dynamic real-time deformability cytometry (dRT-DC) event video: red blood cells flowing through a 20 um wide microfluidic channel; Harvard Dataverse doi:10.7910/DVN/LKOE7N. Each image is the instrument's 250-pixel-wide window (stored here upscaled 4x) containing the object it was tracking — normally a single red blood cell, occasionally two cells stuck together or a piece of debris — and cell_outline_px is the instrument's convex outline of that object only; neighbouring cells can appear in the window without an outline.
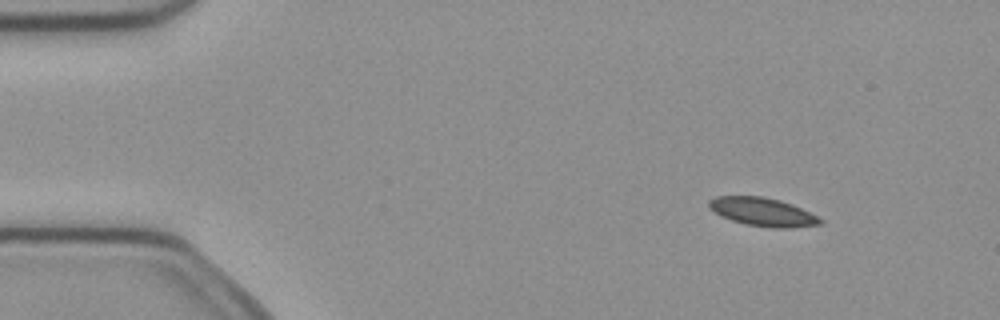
{"species": "common noctule bat (a hibernating species)", "species_latin": "Nyctalus noctula", "temperature_condition": "cold", "stored_images_in_passage": 4, "camera_frame_rate_fps": 3000, "um_per_image_px": 0.085, "animal": {"sex": "female", "body_mass_g": 21.9}, "frame": {"image": 1, "passage_image": 2, "time_ms": 0.333, "image_size_px": [1000, 320], "cell_outline_px": [[824, 224], [788, 228], [772, 228], [748, 224], [732, 220], [720, 216], [708, 208], [708, 200], [716, 196], [764, 196], [780, 200], [792, 204], [824, 220]], "centroid_in_image_um": [64.81, 18.01], "position_along_channel_um": 20.2, "area_um2": 18.44}}